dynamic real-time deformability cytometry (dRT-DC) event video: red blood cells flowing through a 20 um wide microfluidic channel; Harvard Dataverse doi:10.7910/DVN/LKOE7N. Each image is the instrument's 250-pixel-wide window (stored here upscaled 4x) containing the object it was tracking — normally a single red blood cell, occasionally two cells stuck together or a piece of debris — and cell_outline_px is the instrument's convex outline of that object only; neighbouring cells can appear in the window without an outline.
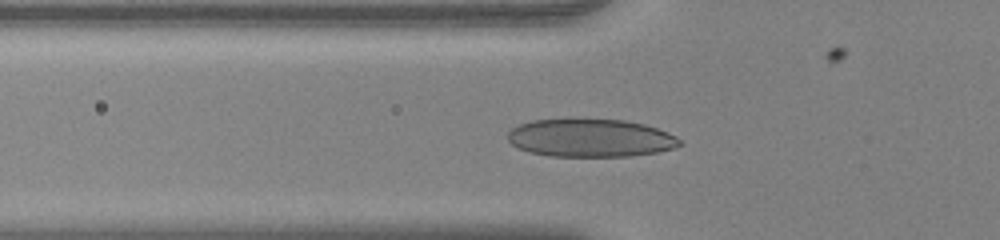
{"species": "human", "species_latin": "Homo sapiens", "temperature_condition": "warm", "stored_images_in_passage": 45, "camera_frame_rate_fps": 3000, "um_per_image_px": 0.085, "donor": {"sex": "female"}, "frame": {"image": 1, "passage_image": 17, "time_ms": 5.333, "image_size_px": [1000, 240], "cell_outline_px": [[684, 144], [672, 148], [656, 152], [628, 156], [552, 156], [528, 152], [516, 148], [508, 140], [508, 132], [512, 128], [520, 124], [532, 120], [624, 120], [644, 124], [656, 128], [676, 136]], "centroid_in_image_um": [50.17, 11.74], "position_along_channel_um": 75.6, "area_um2": 37.74}}
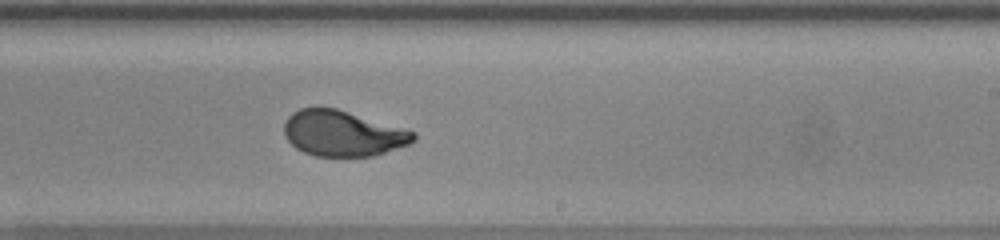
{"frame": {"image": 2, "passage_image": 31, "time_ms": 10.0, "image_size_px": [1000, 240], "cell_outline_px": [[416, 140], [408, 144], [372, 156], [316, 156], [304, 152], [296, 148], [288, 140], [284, 132], [284, 124], [288, 116], [292, 112], [300, 108], [336, 108], [404, 128], [416, 132]], "centroid_in_image_um": [29.13, 11.33], "position_along_channel_um": 259.9, "area_um2": 34.16}}
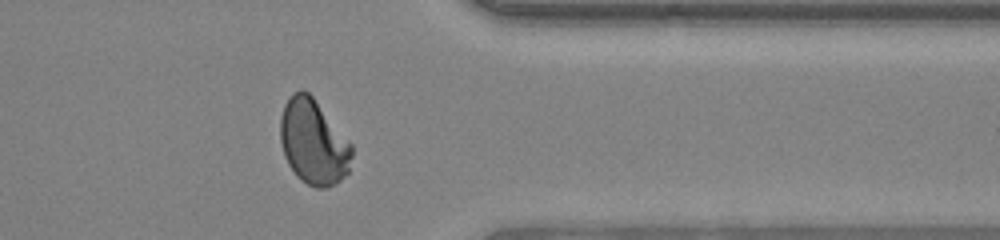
{"frame": {"image": 3, "passage_image": 41, "time_ms": 13.333, "image_size_px": [1000, 240], "cell_outline_px": [[352, 156], [348, 172], [340, 180], [324, 188], [316, 188], [300, 180], [296, 176], [288, 164], [284, 156], [280, 140], [280, 120], [284, 104], [292, 92], [300, 88], [308, 92], [312, 96], [352, 144]], "centroid_in_image_um": [26.62, 12.06], "position_along_channel_um": 384.8, "area_um2": 35.49}}